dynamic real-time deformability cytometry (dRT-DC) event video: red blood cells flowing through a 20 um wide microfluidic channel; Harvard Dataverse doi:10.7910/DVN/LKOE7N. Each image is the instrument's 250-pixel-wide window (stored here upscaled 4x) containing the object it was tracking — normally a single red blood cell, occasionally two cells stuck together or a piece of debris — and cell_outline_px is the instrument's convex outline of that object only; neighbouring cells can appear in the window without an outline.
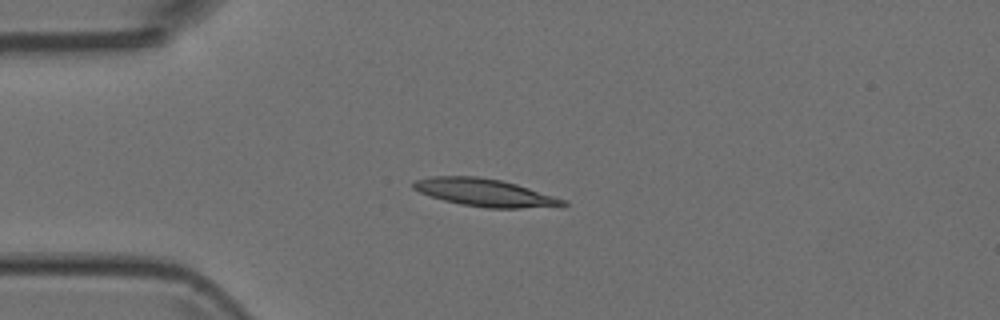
{"species": "Egyptian fruit bat (a non-hibernating species)", "species_latin": "Rousettus aegyptiacus", "temperature_condition": "room temperature", "stored_images_in_passage": 6, "camera_frame_rate_fps": 3000, "um_per_image_px": 0.085, "animal": {"sex": "female"}, "frame": {"image": 1, "passage_image": 2, "time_ms": 0.333, "image_size_px": [1000, 320], "cell_outline_px": [[568, 204], [520, 208], [484, 208], [460, 204], [444, 200], [420, 192], [412, 188], [412, 180], [432, 176], [480, 176], [500, 180], [516, 184], [568, 200]], "centroid_in_image_um": [41.15, 16.35], "position_along_channel_um": 43.8, "area_um2": 23.93}}
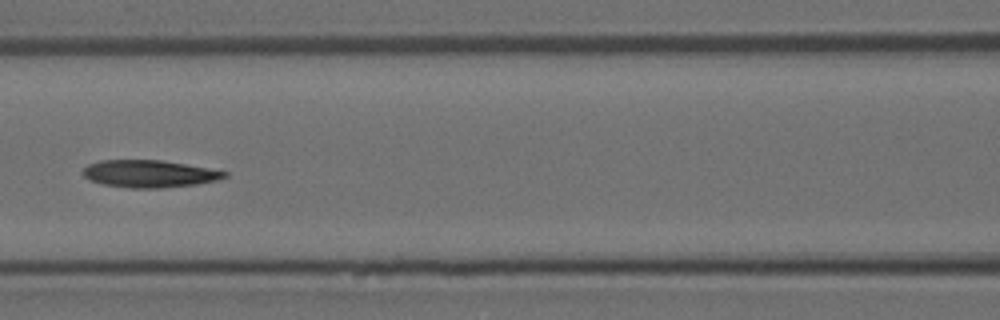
{"frame": {"image": 2, "passage_image": 5, "time_ms": 1.333, "image_size_px": [1000, 320], "cell_outline_px": [[228, 176], [216, 180], [196, 184], [160, 188], [128, 188], [104, 184], [88, 180], [80, 172], [88, 164], [100, 160], [160, 160], [208, 168], [228, 172]], "centroid_in_image_um": [12.64, 14.77], "position_along_channel_um": 154.0, "area_um2": 22.48}}
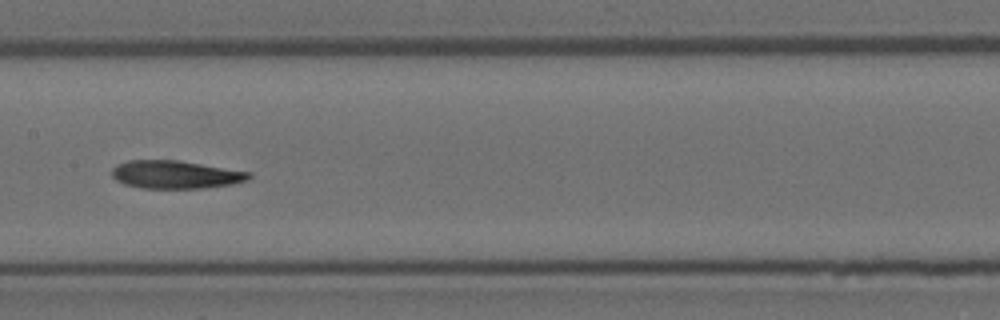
{"frame": {"image": 3, "passage_image": 6, "time_ms": 1.667, "image_size_px": [1000, 320], "cell_outline_px": [[252, 176], [248, 180], [232, 184], [204, 188], [140, 188], [124, 184], [116, 180], [112, 176], [112, 168], [116, 164], [128, 160], [176, 160], [252, 172]], "centroid_in_image_um": [14.91, 14.84], "position_along_channel_um": 192.5, "area_um2": 22.43}}